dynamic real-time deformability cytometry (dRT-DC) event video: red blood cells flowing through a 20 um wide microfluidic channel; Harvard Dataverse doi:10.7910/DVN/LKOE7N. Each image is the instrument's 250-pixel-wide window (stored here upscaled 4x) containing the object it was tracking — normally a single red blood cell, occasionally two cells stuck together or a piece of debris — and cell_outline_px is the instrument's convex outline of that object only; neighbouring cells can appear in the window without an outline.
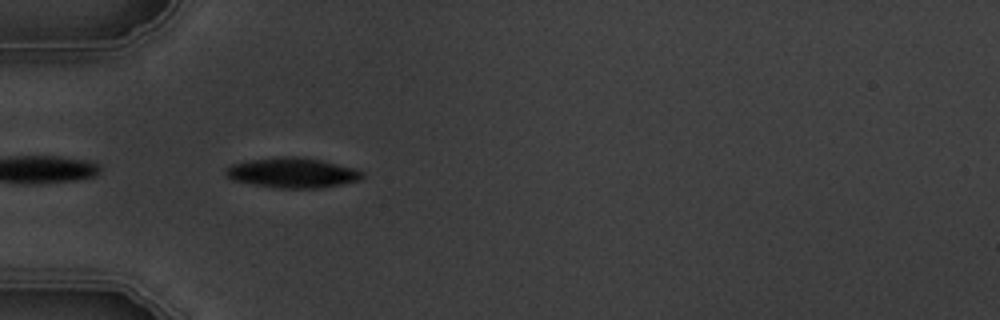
{"species": "common noctule bat (a hibernating species)", "species_latin": "Nyctalus noctula", "temperature_condition": "warm", "stored_images_in_passage": 3, "camera_frame_rate_fps": 3000, "um_per_image_px": 0.085, "animal": {"sex": "male", "body_mass_g": 19.5, "forearm_length_mm": 54.6}, "frame": {"image": 1, "passage_image": 2, "time_ms": 2.0, "image_size_px": [1000, 320], "cell_outline_px": [[364, 176], [360, 180], [320, 188], [276, 188], [252, 184], [232, 180], [224, 176], [224, 168], [232, 164], [248, 160], [284, 156], [304, 156], [356, 168], [364, 172]], "centroid_in_image_um": [24.83, 14.68], "position_along_channel_um": 60.2, "area_um2": 24.28}}